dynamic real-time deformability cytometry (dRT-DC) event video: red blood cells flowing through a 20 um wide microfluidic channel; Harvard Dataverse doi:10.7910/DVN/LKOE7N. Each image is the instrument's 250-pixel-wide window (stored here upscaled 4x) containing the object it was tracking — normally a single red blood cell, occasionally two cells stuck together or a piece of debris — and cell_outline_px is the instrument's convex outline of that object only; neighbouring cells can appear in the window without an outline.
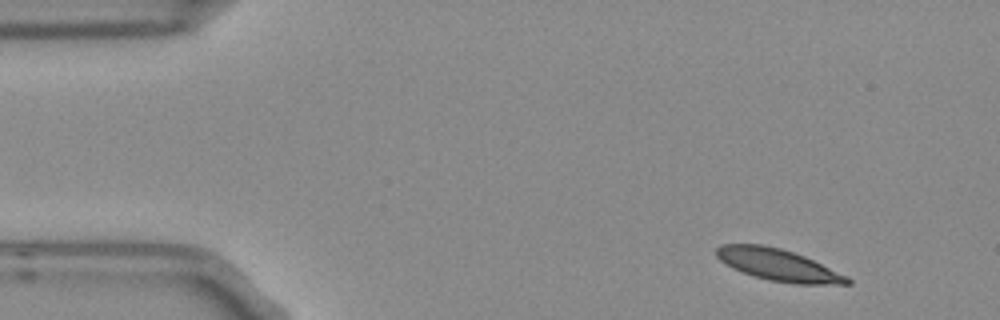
{"species": "Egyptian fruit bat (a non-hibernating species)", "species_latin": "Rousettus aegyptiacus", "temperature_condition": "room temperature", "stored_images_in_passage": 3, "camera_frame_rate_fps": 3000, "um_per_image_px": 0.085, "frame": {"image": 1, "passage_image": 1, "time_ms": 0.0, "image_size_px": [1000, 320], "cell_outline_px": [[852, 284], [792, 284], [768, 280], [732, 268], [724, 264], [716, 256], [716, 248], [720, 244], [764, 244], [780, 248], [804, 256], [848, 276], [852, 280]], "centroid_in_image_um": [66.14, 22.52], "position_along_channel_um": 18.9, "area_um2": 24.28}}
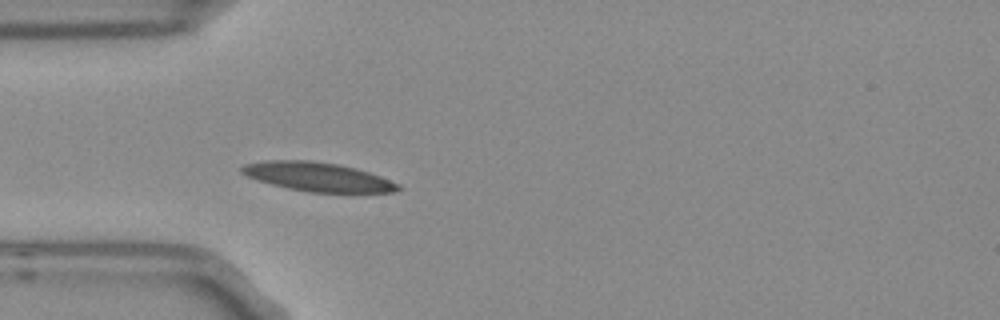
{"frame": {"image": 2, "passage_image": 3, "time_ms": 0.667, "image_size_px": [1000, 320], "cell_outline_px": [[404, 188], [392, 192], [308, 192], [288, 188], [272, 184], [248, 176], [240, 172], [240, 168], [244, 164], [264, 160], [312, 160], [336, 164], [368, 172], [380, 176], [400, 184]], "centroid_in_image_um": [27.0, 15.02], "position_along_channel_um": 58.0, "area_um2": 26.13}}